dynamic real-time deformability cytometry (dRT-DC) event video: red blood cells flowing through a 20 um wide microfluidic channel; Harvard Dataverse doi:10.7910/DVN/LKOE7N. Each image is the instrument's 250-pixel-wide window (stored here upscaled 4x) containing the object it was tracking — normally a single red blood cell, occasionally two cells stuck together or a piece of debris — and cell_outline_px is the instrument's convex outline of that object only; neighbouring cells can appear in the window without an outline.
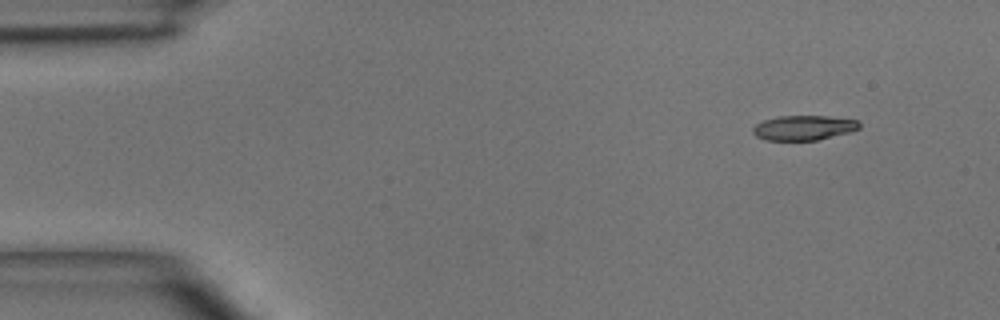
{"species": "common noctule bat (a hibernating species)", "species_latin": "Nyctalus noctula", "temperature_condition": "room temperature", "stored_images_in_passage": 2, "camera_frame_rate_fps": 3000, "um_per_image_px": 0.085, "animal": {"sex": "male", "body_mass_g": 15.6}, "frame": {"image": 1, "passage_image": 2, "time_ms": 1.333, "image_size_px": [1000, 320], "cell_outline_px": [[860, 128], [848, 132], [816, 140], [764, 140], [756, 136], [752, 132], [752, 128], [756, 124], [764, 120], [780, 116], [828, 116], [860, 120]], "centroid_in_image_um": [68.31, 10.85], "position_along_channel_um": 16.7, "area_um2": 15.32}}